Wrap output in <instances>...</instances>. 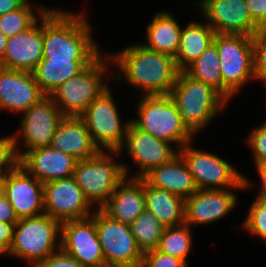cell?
<instances>
[{"instance_id":"41","label":"cell","mask_w":266,"mask_h":267,"mask_svg":"<svg viewBox=\"0 0 266 267\" xmlns=\"http://www.w3.org/2000/svg\"><path fill=\"white\" fill-rule=\"evenodd\" d=\"M19 221L14 208L7 198L2 194L0 196V222L7 224H16Z\"/></svg>"},{"instance_id":"27","label":"cell","mask_w":266,"mask_h":267,"mask_svg":"<svg viewBox=\"0 0 266 267\" xmlns=\"http://www.w3.org/2000/svg\"><path fill=\"white\" fill-rule=\"evenodd\" d=\"M145 206L165 227L184 223L185 200L145 180Z\"/></svg>"},{"instance_id":"9","label":"cell","mask_w":266,"mask_h":267,"mask_svg":"<svg viewBox=\"0 0 266 267\" xmlns=\"http://www.w3.org/2000/svg\"><path fill=\"white\" fill-rule=\"evenodd\" d=\"M22 116L21 127L17 134L9 135L15 162H18L28 151L49 146L55 131L65 117L50 95H45L23 112ZM19 145L24 148L19 149Z\"/></svg>"},{"instance_id":"26","label":"cell","mask_w":266,"mask_h":267,"mask_svg":"<svg viewBox=\"0 0 266 267\" xmlns=\"http://www.w3.org/2000/svg\"><path fill=\"white\" fill-rule=\"evenodd\" d=\"M215 34L207 22H189L182 29L179 48L174 57L177 69L184 71L194 62L213 43Z\"/></svg>"},{"instance_id":"5","label":"cell","mask_w":266,"mask_h":267,"mask_svg":"<svg viewBox=\"0 0 266 267\" xmlns=\"http://www.w3.org/2000/svg\"><path fill=\"white\" fill-rule=\"evenodd\" d=\"M119 151H100L86 160H78L73 172L77 185L93 205L100 208L115 191V188L129 177L128 166L117 162L113 156ZM95 204V205H94Z\"/></svg>"},{"instance_id":"12","label":"cell","mask_w":266,"mask_h":267,"mask_svg":"<svg viewBox=\"0 0 266 267\" xmlns=\"http://www.w3.org/2000/svg\"><path fill=\"white\" fill-rule=\"evenodd\" d=\"M192 143L184 145L179 153L198 189L245 188L243 173L220 156L196 149Z\"/></svg>"},{"instance_id":"38","label":"cell","mask_w":266,"mask_h":267,"mask_svg":"<svg viewBox=\"0 0 266 267\" xmlns=\"http://www.w3.org/2000/svg\"><path fill=\"white\" fill-rule=\"evenodd\" d=\"M253 21L266 28V0H245Z\"/></svg>"},{"instance_id":"4","label":"cell","mask_w":266,"mask_h":267,"mask_svg":"<svg viewBox=\"0 0 266 267\" xmlns=\"http://www.w3.org/2000/svg\"><path fill=\"white\" fill-rule=\"evenodd\" d=\"M137 104V118L131 122L155 138L175 143L179 150L195 137L184 125L170 95H143Z\"/></svg>"},{"instance_id":"1","label":"cell","mask_w":266,"mask_h":267,"mask_svg":"<svg viewBox=\"0 0 266 267\" xmlns=\"http://www.w3.org/2000/svg\"><path fill=\"white\" fill-rule=\"evenodd\" d=\"M112 63L120 70L115 82L126 79L143 95H169L179 70L174 57L134 44L108 54ZM118 66V67H117ZM123 75V76H122Z\"/></svg>"},{"instance_id":"21","label":"cell","mask_w":266,"mask_h":267,"mask_svg":"<svg viewBox=\"0 0 266 267\" xmlns=\"http://www.w3.org/2000/svg\"><path fill=\"white\" fill-rule=\"evenodd\" d=\"M77 159L50 146L28 151L18 163L43 184L73 176Z\"/></svg>"},{"instance_id":"47","label":"cell","mask_w":266,"mask_h":267,"mask_svg":"<svg viewBox=\"0 0 266 267\" xmlns=\"http://www.w3.org/2000/svg\"><path fill=\"white\" fill-rule=\"evenodd\" d=\"M99 267H113V266H109V265H102V266H99Z\"/></svg>"},{"instance_id":"46","label":"cell","mask_w":266,"mask_h":267,"mask_svg":"<svg viewBox=\"0 0 266 267\" xmlns=\"http://www.w3.org/2000/svg\"><path fill=\"white\" fill-rule=\"evenodd\" d=\"M207 0H198L195 5L199 8L203 3H205Z\"/></svg>"},{"instance_id":"17","label":"cell","mask_w":266,"mask_h":267,"mask_svg":"<svg viewBox=\"0 0 266 267\" xmlns=\"http://www.w3.org/2000/svg\"><path fill=\"white\" fill-rule=\"evenodd\" d=\"M61 249L85 267L105 265L95 222L91 217L62 222Z\"/></svg>"},{"instance_id":"40","label":"cell","mask_w":266,"mask_h":267,"mask_svg":"<svg viewBox=\"0 0 266 267\" xmlns=\"http://www.w3.org/2000/svg\"><path fill=\"white\" fill-rule=\"evenodd\" d=\"M15 224L0 222V255L8 254L13 243Z\"/></svg>"},{"instance_id":"31","label":"cell","mask_w":266,"mask_h":267,"mask_svg":"<svg viewBox=\"0 0 266 267\" xmlns=\"http://www.w3.org/2000/svg\"><path fill=\"white\" fill-rule=\"evenodd\" d=\"M191 232L190 226L186 223L165 227L156 249L183 260L189 266L187 257L192 248Z\"/></svg>"},{"instance_id":"29","label":"cell","mask_w":266,"mask_h":267,"mask_svg":"<svg viewBox=\"0 0 266 267\" xmlns=\"http://www.w3.org/2000/svg\"><path fill=\"white\" fill-rule=\"evenodd\" d=\"M184 71L189 76L212 86L222 95L219 54L213 43Z\"/></svg>"},{"instance_id":"32","label":"cell","mask_w":266,"mask_h":267,"mask_svg":"<svg viewBox=\"0 0 266 267\" xmlns=\"http://www.w3.org/2000/svg\"><path fill=\"white\" fill-rule=\"evenodd\" d=\"M27 1L21 8L0 16V31L7 37L22 33L31 28L49 8L42 4L37 8ZM37 12V15L35 13Z\"/></svg>"},{"instance_id":"6","label":"cell","mask_w":266,"mask_h":267,"mask_svg":"<svg viewBox=\"0 0 266 267\" xmlns=\"http://www.w3.org/2000/svg\"><path fill=\"white\" fill-rule=\"evenodd\" d=\"M110 56L101 53L91 64L75 77L68 79L57 87L51 97L55 105L65 117H80L85 109L102 93L109 85L104 82Z\"/></svg>"},{"instance_id":"7","label":"cell","mask_w":266,"mask_h":267,"mask_svg":"<svg viewBox=\"0 0 266 267\" xmlns=\"http://www.w3.org/2000/svg\"><path fill=\"white\" fill-rule=\"evenodd\" d=\"M61 222L47 214L22 218L14 226L8 256L24 259L35 267L61 249Z\"/></svg>"},{"instance_id":"16","label":"cell","mask_w":266,"mask_h":267,"mask_svg":"<svg viewBox=\"0 0 266 267\" xmlns=\"http://www.w3.org/2000/svg\"><path fill=\"white\" fill-rule=\"evenodd\" d=\"M123 148L128 152L123 155L130 156L135 166H138V171L132 174V178H143L153 168L170 161L179 153L171 143L140 130L131 121L120 153Z\"/></svg>"},{"instance_id":"24","label":"cell","mask_w":266,"mask_h":267,"mask_svg":"<svg viewBox=\"0 0 266 267\" xmlns=\"http://www.w3.org/2000/svg\"><path fill=\"white\" fill-rule=\"evenodd\" d=\"M143 178L151 186L171 192L184 200L198 190L180 153L170 161L153 168Z\"/></svg>"},{"instance_id":"44","label":"cell","mask_w":266,"mask_h":267,"mask_svg":"<svg viewBox=\"0 0 266 267\" xmlns=\"http://www.w3.org/2000/svg\"><path fill=\"white\" fill-rule=\"evenodd\" d=\"M7 41H8V37L0 31V66L3 63V57L5 54Z\"/></svg>"},{"instance_id":"8","label":"cell","mask_w":266,"mask_h":267,"mask_svg":"<svg viewBox=\"0 0 266 267\" xmlns=\"http://www.w3.org/2000/svg\"><path fill=\"white\" fill-rule=\"evenodd\" d=\"M213 44L219 54L222 96L230 101L254 79L252 38L243 34H215Z\"/></svg>"},{"instance_id":"13","label":"cell","mask_w":266,"mask_h":267,"mask_svg":"<svg viewBox=\"0 0 266 267\" xmlns=\"http://www.w3.org/2000/svg\"><path fill=\"white\" fill-rule=\"evenodd\" d=\"M44 213L65 222L91 217L93 205L85 197L73 176L43 184Z\"/></svg>"},{"instance_id":"39","label":"cell","mask_w":266,"mask_h":267,"mask_svg":"<svg viewBox=\"0 0 266 267\" xmlns=\"http://www.w3.org/2000/svg\"><path fill=\"white\" fill-rule=\"evenodd\" d=\"M15 163L10 137L5 138L0 142V176H4L5 172Z\"/></svg>"},{"instance_id":"25","label":"cell","mask_w":266,"mask_h":267,"mask_svg":"<svg viewBox=\"0 0 266 267\" xmlns=\"http://www.w3.org/2000/svg\"><path fill=\"white\" fill-rule=\"evenodd\" d=\"M182 29L172 13L168 11L158 12L147 26L146 43L141 44L149 50L175 57L179 48Z\"/></svg>"},{"instance_id":"10","label":"cell","mask_w":266,"mask_h":267,"mask_svg":"<svg viewBox=\"0 0 266 267\" xmlns=\"http://www.w3.org/2000/svg\"><path fill=\"white\" fill-rule=\"evenodd\" d=\"M108 87L84 111L80 118L91 134L93 142L102 151H119L124 144L131 121L123 124Z\"/></svg>"},{"instance_id":"20","label":"cell","mask_w":266,"mask_h":267,"mask_svg":"<svg viewBox=\"0 0 266 267\" xmlns=\"http://www.w3.org/2000/svg\"><path fill=\"white\" fill-rule=\"evenodd\" d=\"M42 59L43 15L27 31L8 37L0 67L33 72Z\"/></svg>"},{"instance_id":"14","label":"cell","mask_w":266,"mask_h":267,"mask_svg":"<svg viewBox=\"0 0 266 267\" xmlns=\"http://www.w3.org/2000/svg\"><path fill=\"white\" fill-rule=\"evenodd\" d=\"M245 188L229 189H198L185 199L184 223L190 227L213 223L232 212L237 205L238 198L234 189L251 188L254 183L244 177Z\"/></svg>"},{"instance_id":"22","label":"cell","mask_w":266,"mask_h":267,"mask_svg":"<svg viewBox=\"0 0 266 267\" xmlns=\"http://www.w3.org/2000/svg\"><path fill=\"white\" fill-rule=\"evenodd\" d=\"M100 209L110 218L132 224L146 209L145 179L125 177Z\"/></svg>"},{"instance_id":"3","label":"cell","mask_w":266,"mask_h":267,"mask_svg":"<svg viewBox=\"0 0 266 267\" xmlns=\"http://www.w3.org/2000/svg\"><path fill=\"white\" fill-rule=\"evenodd\" d=\"M169 95L184 125L194 136L208 127L228 102L212 86L189 76L185 71H179Z\"/></svg>"},{"instance_id":"18","label":"cell","mask_w":266,"mask_h":267,"mask_svg":"<svg viewBox=\"0 0 266 267\" xmlns=\"http://www.w3.org/2000/svg\"><path fill=\"white\" fill-rule=\"evenodd\" d=\"M199 9L216 34L252 36L260 29L253 21L245 0H207Z\"/></svg>"},{"instance_id":"30","label":"cell","mask_w":266,"mask_h":267,"mask_svg":"<svg viewBox=\"0 0 266 267\" xmlns=\"http://www.w3.org/2000/svg\"><path fill=\"white\" fill-rule=\"evenodd\" d=\"M129 226L137 246L143 253L158 247L165 229V226L146 209Z\"/></svg>"},{"instance_id":"15","label":"cell","mask_w":266,"mask_h":267,"mask_svg":"<svg viewBox=\"0 0 266 267\" xmlns=\"http://www.w3.org/2000/svg\"><path fill=\"white\" fill-rule=\"evenodd\" d=\"M3 195L18 219L44 214L43 183L15 162L4 175Z\"/></svg>"},{"instance_id":"42","label":"cell","mask_w":266,"mask_h":267,"mask_svg":"<svg viewBox=\"0 0 266 267\" xmlns=\"http://www.w3.org/2000/svg\"><path fill=\"white\" fill-rule=\"evenodd\" d=\"M28 0H0V16L21 8Z\"/></svg>"},{"instance_id":"19","label":"cell","mask_w":266,"mask_h":267,"mask_svg":"<svg viewBox=\"0 0 266 267\" xmlns=\"http://www.w3.org/2000/svg\"><path fill=\"white\" fill-rule=\"evenodd\" d=\"M44 96L32 72L0 67V110L23 113Z\"/></svg>"},{"instance_id":"34","label":"cell","mask_w":266,"mask_h":267,"mask_svg":"<svg viewBox=\"0 0 266 267\" xmlns=\"http://www.w3.org/2000/svg\"><path fill=\"white\" fill-rule=\"evenodd\" d=\"M254 79L266 87V28H260L252 36Z\"/></svg>"},{"instance_id":"33","label":"cell","mask_w":266,"mask_h":267,"mask_svg":"<svg viewBox=\"0 0 266 267\" xmlns=\"http://www.w3.org/2000/svg\"><path fill=\"white\" fill-rule=\"evenodd\" d=\"M242 227L266 243V198L256 197L242 222Z\"/></svg>"},{"instance_id":"35","label":"cell","mask_w":266,"mask_h":267,"mask_svg":"<svg viewBox=\"0 0 266 267\" xmlns=\"http://www.w3.org/2000/svg\"><path fill=\"white\" fill-rule=\"evenodd\" d=\"M246 143L253 152L255 163L266 162V122L255 127L251 134L246 138Z\"/></svg>"},{"instance_id":"28","label":"cell","mask_w":266,"mask_h":267,"mask_svg":"<svg viewBox=\"0 0 266 267\" xmlns=\"http://www.w3.org/2000/svg\"><path fill=\"white\" fill-rule=\"evenodd\" d=\"M94 60H41L32 72L40 90L51 93L68 79L75 77Z\"/></svg>"},{"instance_id":"11","label":"cell","mask_w":266,"mask_h":267,"mask_svg":"<svg viewBox=\"0 0 266 267\" xmlns=\"http://www.w3.org/2000/svg\"><path fill=\"white\" fill-rule=\"evenodd\" d=\"M102 247L105 264L113 267H141L143 252L130 226L110 218L100 208L91 215Z\"/></svg>"},{"instance_id":"23","label":"cell","mask_w":266,"mask_h":267,"mask_svg":"<svg viewBox=\"0 0 266 267\" xmlns=\"http://www.w3.org/2000/svg\"><path fill=\"white\" fill-rule=\"evenodd\" d=\"M49 146L77 160H86L101 151L80 117H64Z\"/></svg>"},{"instance_id":"37","label":"cell","mask_w":266,"mask_h":267,"mask_svg":"<svg viewBox=\"0 0 266 267\" xmlns=\"http://www.w3.org/2000/svg\"><path fill=\"white\" fill-rule=\"evenodd\" d=\"M35 267H85L75 258L65 253L62 249L52 253L45 260L40 261Z\"/></svg>"},{"instance_id":"2","label":"cell","mask_w":266,"mask_h":267,"mask_svg":"<svg viewBox=\"0 0 266 267\" xmlns=\"http://www.w3.org/2000/svg\"><path fill=\"white\" fill-rule=\"evenodd\" d=\"M85 14L52 7L43 14L42 60H95L102 53Z\"/></svg>"},{"instance_id":"36","label":"cell","mask_w":266,"mask_h":267,"mask_svg":"<svg viewBox=\"0 0 266 267\" xmlns=\"http://www.w3.org/2000/svg\"><path fill=\"white\" fill-rule=\"evenodd\" d=\"M141 267H188L181 259L164 254L157 249L143 253Z\"/></svg>"},{"instance_id":"43","label":"cell","mask_w":266,"mask_h":267,"mask_svg":"<svg viewBox=\"0 0 266 267\" xmlns=\"http://www.w3.org/2000/svg\"><path fill=\"white\" fill-rule=\"evenodd\" d=\"M255 166L262 186L259 189V195H257V197L266 198V162L255 163Z\"/></svg>"},{"instance_id":"45","label":"cell","mask_w":266,"mask_h":267,"mask_svg":"<svg viewBox=\"0 0 266 267\" xmlns=\"http://www.w3.org/2000/svg\"><path fill=\"white\" fill-rule=\"evenodd\" d=\"M4 176H0V196L3 194Z\"/></svg>"}]
</instances>
